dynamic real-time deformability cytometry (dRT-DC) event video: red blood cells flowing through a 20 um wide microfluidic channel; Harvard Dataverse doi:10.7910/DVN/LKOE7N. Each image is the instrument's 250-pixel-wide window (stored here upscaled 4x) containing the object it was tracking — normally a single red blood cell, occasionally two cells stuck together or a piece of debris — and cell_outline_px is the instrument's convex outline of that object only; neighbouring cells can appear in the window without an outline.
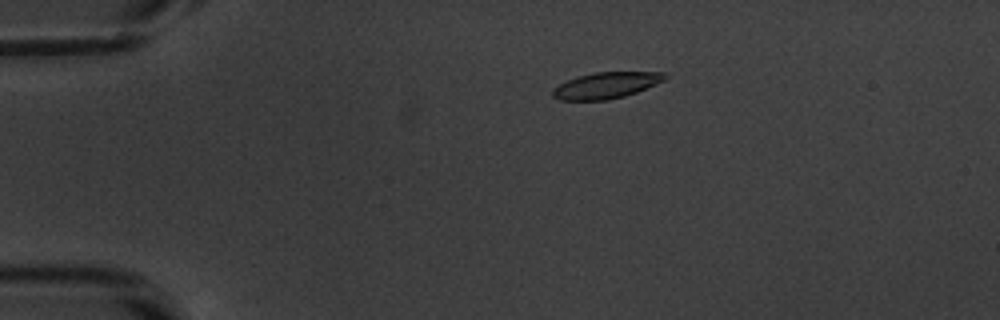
{"species": "common noctule bat (a hibernating species)", "species_latin": "Nyctalus noctula", "temperature_condition": "warm", "stored_images_in_passage": 54, "camera_frame_rate_fps": 3000, "um_per_image_px": 0.085, "animal": {"sex": "male", "body_mass_g": 20.1, "forearm_length_mm": 53.5}, "frame": {"image": 1, "passage_image": 12, "time_ms": 3.667, "image_size_px": [1000, 320], "cell_outline_px": [[668, 76], [664, 80], [656, 84], [636, 92], [624, 96], [608, 100], [560, 100], [552, 96], [552, 88], [568, 80], [580, 76], [596, 72], [664, 72]], "centroid_in_image_um": [51.52, 7.26], "position_along_channel_um": 33.5, "area_um2": 16.99}}
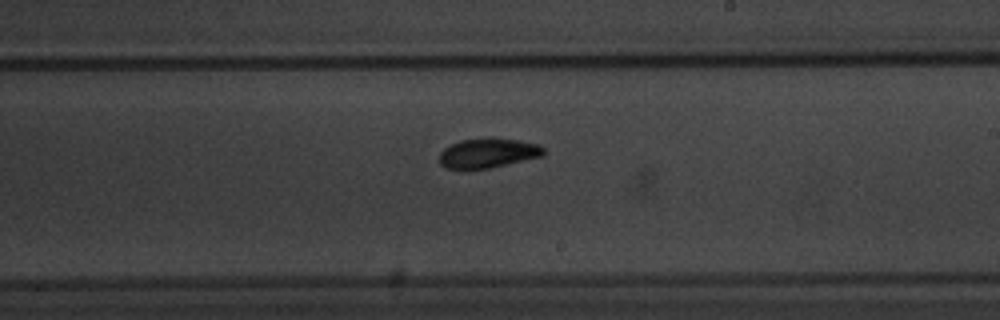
{"frame": {"image": 2, "passage_image": 33, "time_ms": 10.667, "image_size_px": [1000, 320], "cell_outline_px": [[544, 156], [488, 168], [444, 168], [440, 164], [440, 152], [444, 148], [460, 140], [492, 136], [540, 144], [544, 148]], "centroid_in_image_um": [41.5, 12.98], "position_along_channel_um": 247.5, "area_um2": 18.09}}
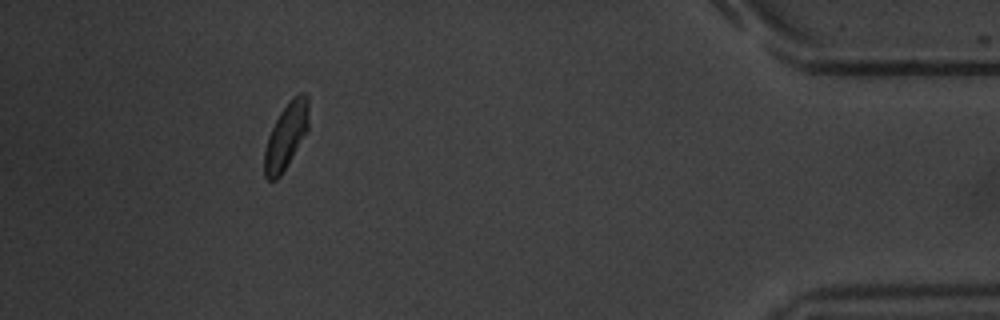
{"frame": {"image": 3, "passage_image": 50, "time_ms": 16.333, "image_size_px": [1000, 320], "cell_outline_px": [[308, 132], [288, 164], [280, 176], [276, 180], [268, 180], [264, 176], [264, 152], [268, 136], [280, 112], [288, 100], [292, 96], [300, 92], [304, 92], [308, 96]], "centroid_in_image_um": [24.33, 11.54], "position_along_channel_um": 410.9, "area_um2": 17.22}, "authors_computed_cell_mechanics": {"area_um2": 17.629, "velocity_mm_per_s": 3.7992, "shape_relaxation_time_tau1_ms": 2.5841, "shape_relaxation_time_tau2_ms": 2.3631, "deformation_change_tau1": 0.1082, "deformation_change_tau2": 0.08}}